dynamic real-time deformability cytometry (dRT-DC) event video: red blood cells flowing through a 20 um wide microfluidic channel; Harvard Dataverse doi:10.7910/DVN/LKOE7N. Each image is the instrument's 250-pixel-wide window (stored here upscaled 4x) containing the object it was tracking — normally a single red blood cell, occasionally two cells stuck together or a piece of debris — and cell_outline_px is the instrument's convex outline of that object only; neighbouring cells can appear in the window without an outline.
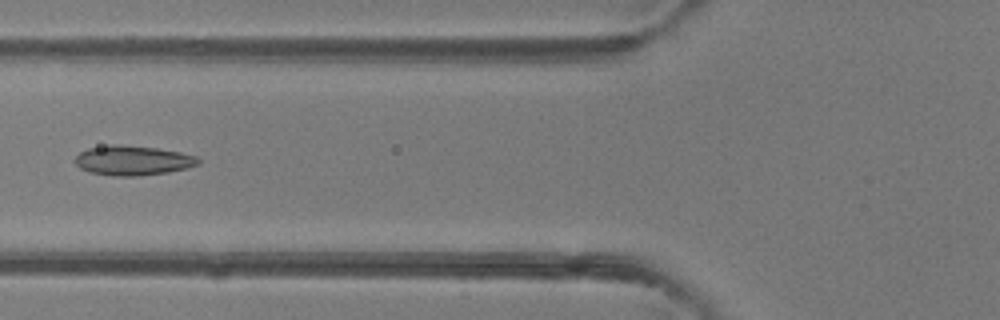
{"species": "common noctule bat (a hibernating species)", "species_latin": "Nyctalus noctula", "temperature_condition": "room temperature", "stored_images_in_passage": 6, "camera_frame_rate_fps": 3000, "um_per_image_px": 0.085, "animal": {"sex": "female"}, "frame": {"image": 1, "passage_image": 5, "time_ms": 1.333, "image_size_px": [1000, 320], "cell_outline_px": [[200, 164], [188, 168], [168, 172], [140, 176], [112, 176], [88, 172], [80, 168], [72, 160], [80, 152], [88, 148], [112, 144], [120, 144], [156, 148], [180, 152], [196, 156], [200, 160]], "centroid_in_image_um": [11.27, 13.64], "position_along_channel_um": 114.5, "area_um2": 21.56}}
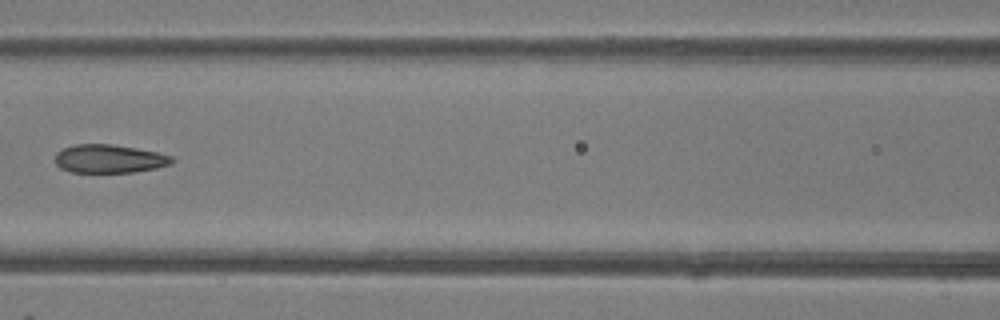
{"frame": {"image": 2, "passage_image": 6, "time_ms": 1.667, "image_size_px": [1000, 320], "cell_outline_px": [[176, 160], [172, 164], [156, 168], [132, 172], [72, 172], [60, 168], [56, 164], [56, 152], [64, 148], [76, 144], [112, 144], [136, 148], [156, 152], [172, 156]], "centroid_in_image_um": [9.31, 13.49], "position_along_channel_um": 157.3, "area_um2": 19.31}}